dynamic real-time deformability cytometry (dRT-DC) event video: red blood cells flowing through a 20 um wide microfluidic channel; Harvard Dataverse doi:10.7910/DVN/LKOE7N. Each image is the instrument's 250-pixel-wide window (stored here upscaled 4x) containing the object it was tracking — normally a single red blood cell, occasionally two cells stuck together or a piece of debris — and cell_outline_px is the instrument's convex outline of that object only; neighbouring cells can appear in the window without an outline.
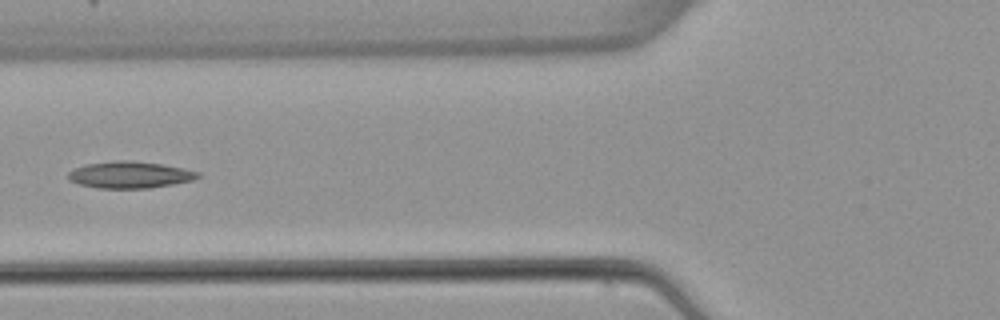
{"species": "common noctule bat (a hibernating species)", "species_latin": "Nyctalus noctula", "temperature_condition": "warm", "stored_images_in_passage": 6, "camera_frame_rate_fps": 3000, "um_per_image_px": 0.085, "animal": {"sex": "female", "body_mass_g": 22.7, "forearm_length_mm": 54.2}, "frame": {"image": 1, "passage_image": 6, "time_ms": 6.0, "image_size_px": [1000, 320], "cell_outline_px": [[200, 176], [192, 180], [172, 184], [148, 188], [96, 188], [80, 184], [68, 180], [68, 172], [84, 164], [116, 160], [132, 160], [160, 164], [184, 168], [200, 172]], "centroid_in_image_um": [11.02, 14.85], "position_along_channel_um": 114.8, "area_um2": 20.17}}